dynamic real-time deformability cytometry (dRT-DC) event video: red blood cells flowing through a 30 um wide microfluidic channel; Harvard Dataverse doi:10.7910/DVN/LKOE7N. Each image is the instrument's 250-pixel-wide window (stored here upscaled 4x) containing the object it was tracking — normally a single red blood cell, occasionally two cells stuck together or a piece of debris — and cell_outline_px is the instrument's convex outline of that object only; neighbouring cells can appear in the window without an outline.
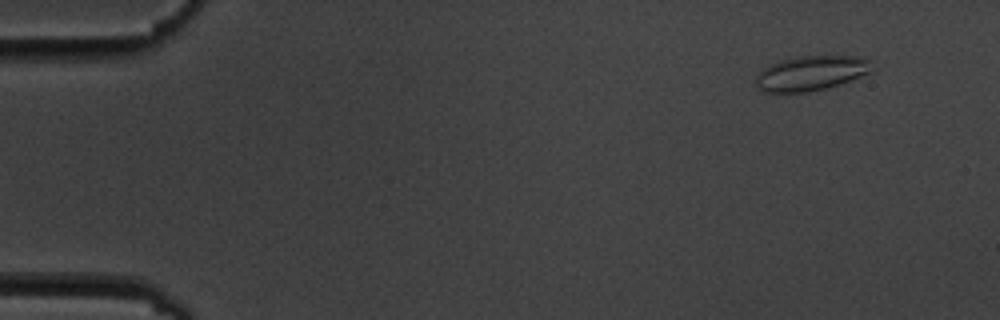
{"species": "common noctule bat (a hibernating species)", "species_latin": "Nyctalus noctula", "temperature_condition": "cold", "stored_images_in_passage": 5, "camera_frame_rate_fps": 3000, "um_per_image_px": 0.085, "animal": {"sex": "male", "body_mass_g": 19.5, "forearm_length_mm": 54.6}, "frame": {"image": 1, "passage_image": 2, "time_ms": 1.333, "image_size_px": [1000, 320], "cell_outline_px": [[872, 60], [868, 72], [860, 76], [840, 84], [828, 88], [808, 92], [764, 92], [752, 80], [764, 68], [772, 64], [796, 56], [856, 56]], "centroid_in_image_um": [68.91, 6.23], "position_along_channel_um": 16.1, "area_um2": 23.29}}